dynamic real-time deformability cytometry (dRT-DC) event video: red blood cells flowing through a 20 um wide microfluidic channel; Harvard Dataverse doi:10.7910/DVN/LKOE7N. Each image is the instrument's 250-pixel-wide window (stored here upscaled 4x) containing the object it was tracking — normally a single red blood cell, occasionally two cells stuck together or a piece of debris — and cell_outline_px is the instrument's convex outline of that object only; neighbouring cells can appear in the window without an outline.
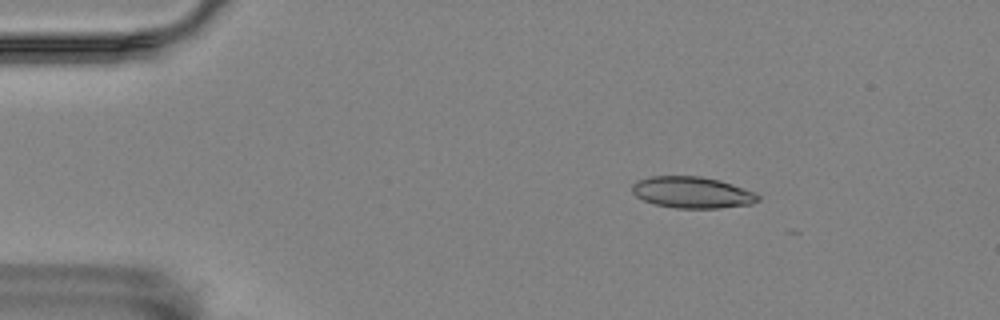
{"species": "Egyptian fruit bat (a non-hibernating species)", "species_latin": "Rousettus aegyptiacus", "temperature_condition": "room temperature", "stored_images_in_passage": 18, "camera_frame_rate_fps": 3000, "um_per_image_px": 0.085, "animal": {"sex": "female"}, "frame": {"image": 1, "passage_image": 8, "time_ms": 2.333, "image_size_px": [1000, 320], "cell_outline_px": [[760, 200], [752, 204], [720, 208], [676, 208], [656, 204], [644, 200], [636, 196], [632, 192], [632, 184], [636, 180], [652, 176], [700, 176], [720, 180], [756, 192], [760, 196]], "centroid_in_image_um": [58.86, 16.35], "position_along_channel_um": 26.1, "area_um2": 23.18}}
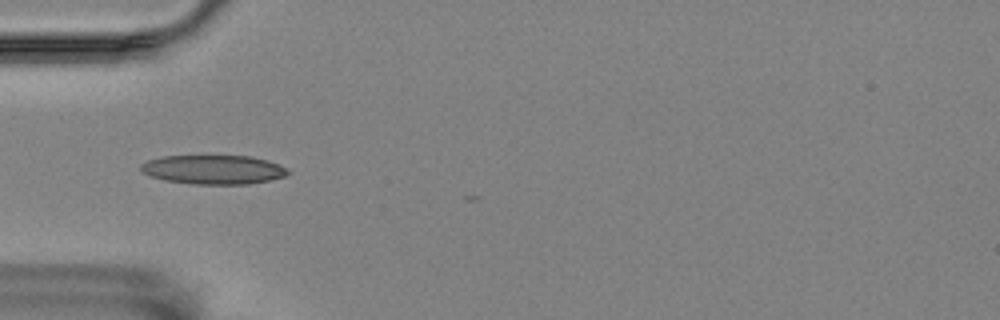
{"frame": {"image": 2, "passage_image": 17, "time_ms": 5.333, "image_size_px": [1000, 320], "cell_outline_px": [[292, 172], [284, 176], [268, 180], [248, 184], [192, 184], [164, 180], [152, 176], [144, 172], [140, 168], [140, 164], [148, 160], [164, 156], [252, 156], [268, 160]], "centroid_in_image_um": [18.13, 14.41], "position_along_channel_um": 66.9, "area_um2": 24.74}}